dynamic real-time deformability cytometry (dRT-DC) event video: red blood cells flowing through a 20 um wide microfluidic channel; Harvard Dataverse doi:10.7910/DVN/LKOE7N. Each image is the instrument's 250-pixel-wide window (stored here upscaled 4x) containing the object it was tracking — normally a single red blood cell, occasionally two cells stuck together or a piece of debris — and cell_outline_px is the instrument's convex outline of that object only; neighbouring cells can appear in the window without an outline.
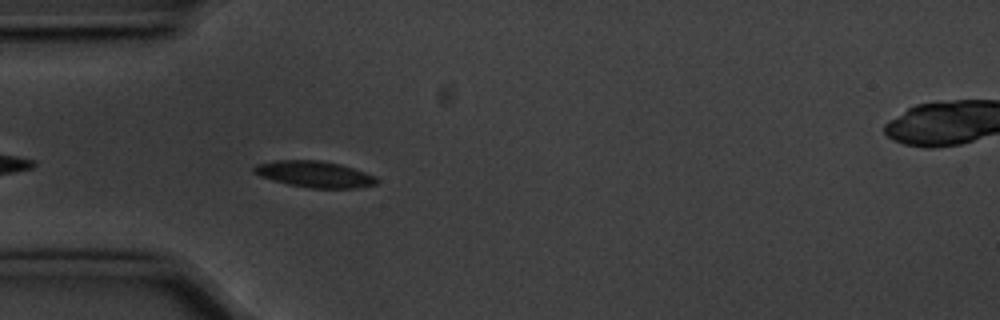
{"species": "common noctule bat (a hibernating species)", "species_latin": "Nyctalus noctula", "temperature_condition": "cold", "stored_images_in_passage": 9, "camera_frame_rate_fps": 3000, "um_per_image_px": 0.085, "animal": {"sex": "male", "body_mass_g": 20.1, "forearm_length_mm": 53.5}, "frame": {"image": 1, "passage_image": 4, "time_ms": 1.0, "image_size_px": [1000, 320], "cell_outline_px": [[380, 180], [376, 184], [356, 188], [312, 188], [288, 184], [272, 180], [260, 176], [252, 172], [252, 168], [256, 164], [276, 160], [320, 160], [340, 164], [376, 176]], "centroid_in_image_um": [26.72, 14.8], "position_along_channel_um": 58.3, "area_um2": 18.84}}